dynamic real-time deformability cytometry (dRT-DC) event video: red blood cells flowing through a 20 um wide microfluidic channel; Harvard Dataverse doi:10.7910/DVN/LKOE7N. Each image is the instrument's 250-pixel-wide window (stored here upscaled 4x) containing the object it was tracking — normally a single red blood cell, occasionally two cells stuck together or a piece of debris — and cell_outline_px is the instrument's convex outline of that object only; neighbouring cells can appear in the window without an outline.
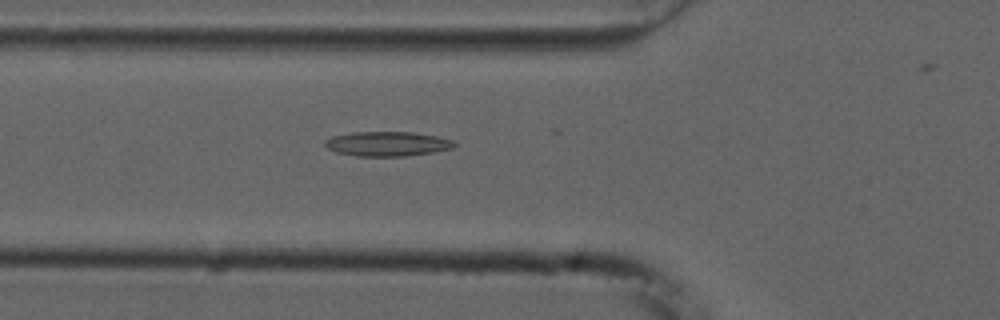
{"species": "common noctule bat (a hibernating species)", "species_latin": "Nyctalus noctula", "temperature_condition": "cold", "stored_images_in_passage": 34, "camera_frame_rate_fps": 3000, "um_per_image_px": 0.085, "animal": {"sex": "male", "forearm_length_mm": 52.5}, "frame": {"image": 1, "passage_image": 19, "time_ms": 6.0, "image_size_px": [1000, 320], "cell_outline_px": [[456, 144], [452, 148], [432, 152], [404, 156], [356, 156], [336, 152], [328, 148], [324, 144], [324, 140], [332, 136], [352, 132], [412, 132], [436, 136], [452, 140]], "centroid_in_image_um": [32.88, 12.22], "position_along_channel_um": 92.9, "area_um2": 18.44}}
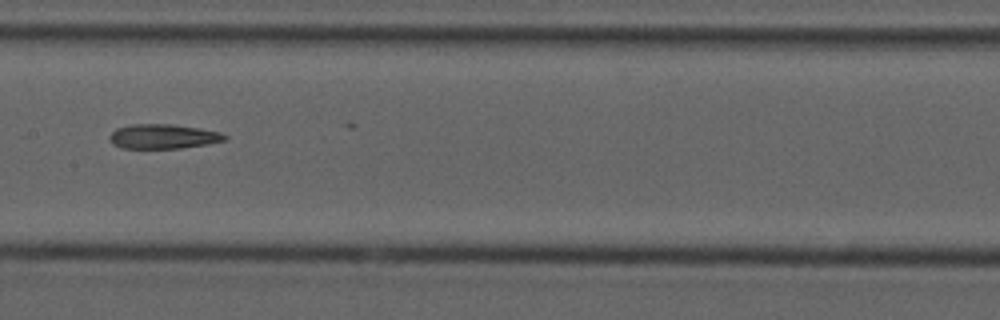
{"frame": {"image": 2, "passage_image": 27, "time_ms": 8.667, "image_size_px": [1000, 320], "cell_outline_px": [[228, 140], [208, 144], [180, 148], [120, 148], [112, 144], [108, 140], [108, 136], [116, 128], [132, 124], [172, 124], [200, 128], [220, 132], [228, 136]], "centroid_in_image_um": [13.86, 11.6], "position_along_channel_um": 193.5, "area_um2": 16.7}}
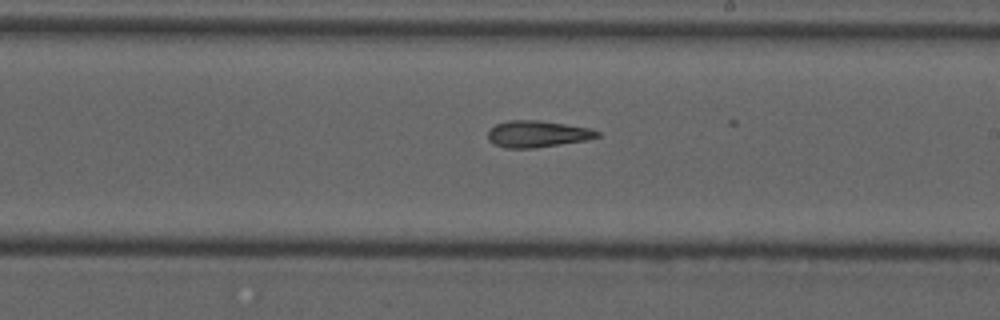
{"frame": {"image": 3, "passage_image": 31, "time_ms": 10.0, "image_size_px": [1000, 320], "cell_outline_px": [[600, 136], [588, 140], [532, 148], [508, 148], [496, 144], [488, 140], [488, 128], [496, 124], [508, 120], [536, 120], [592, 128], [600, 132]], "centroid_in_image_um": [45.68, 11.38], "position_along_channel_um": 243.3, "area_um2": 16.94}}